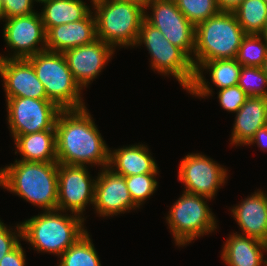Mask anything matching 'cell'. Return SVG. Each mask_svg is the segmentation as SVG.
<instances>
[{
    "label": "cell",
    "mask_w": 267,
    "mask_h": 266,
    "mask_svg": "<svg viewBox=\"0 0 267 266\" xmlns=\"http://www.w3.org/2000/svg\"><path fill=\"white\" fill-rule=\"evenodd\" d=\"M57 162L108 167L110 148L87 108L61 110L55 123Z\"/></svg>",
    "instance_id": "cell-1"
},
{
    "label": "cell",
    "mask_w": 267,
    "mask_h": 266,
    "mask_svg": "<svg viewBox=\"0 0 267 266\" xmlns=\"http://www.w3.org/2000/svg\"><path fill=\"white\" fill-rule=\"evenodd\" d=\"M15 162L0 168V186L44 211L56 210L58 162Z\"/></svg>",
    "instance_id": "cell-2"
},
{
    "label": "cell",
    "mask_w": 267,
    "mask_h": 266,
    "mask_svg": "<svg viewBox=\"0 0 267 266\" xmlns=\"http://www.w3.org/2000/svg\"><path fill=\"white\" fill-rule=\"evenodd\" d=\"M84 220L75 214L62 215L58 209L48 210L20 223L22 238L36 251L61 256L87 232L83 227Z\"/></svg>",
    "instance_id": "cell-3"
},
{
    "label": "cell",
    "mask_w": 267,
    "mask_h": 266,
    "mask_svg": "<svg viewBox=\"0 0 267 266\" xmlns=\"http://www.w3.org/2000/svg\"><path fill=\"white\" fill-rule=\"evenodd\" d=\"M97 38L110 46H135L145 16L140 0H93Z\"/></svg>",
    "instance_id": "cell-4"
},
{
    "label": "cell",
    "mask_w": 267,
    "mask_h": 266,
    "mask_svg": "<svg viewBox=\"0 0 267 266\" xmlns=\"http://www.w3.org/2000/svg\"><path fill=\"white\" fill-rule=\"evenodd\" d=\"M246 35L234 12L220 11L195 26L194 68L200 62L234 59ZM195 58V59H194Z\"/></svg>",
    "instance_id": "cell-5"
},
{
    "label": "cell",
    "mask_w": 267,
    "mask_h": 266,
    "mask_svg": "<svg viewBox=\"0 0 267 266\" xmlns=\"http://www.w3.org/2000/svg\"><path fill=\"white\" fill-rule=\"evenodd\" d=\"M26 59L42 82L48 100L61 110L86 107L80 96L82 88L75 81L63 53L44 50Z\"/></svg>",
    "instance_id": "cell-6"
},
{
    "label": "cell",
    "mask_w": 267,
    "mask_h": 266,
    "mask_svg": "<svg viewBox=\"0 0 267 266\" xmlns=\"http://www.w3.org/2000/svg\"><path fill=\"white\" fill-rule=\"evenodd\" d=\"M142 43L150 53L154 71L174 76L185 90L192 86L195 69L191 59L145 19L141 23L136 45L139 46Z\"/></svg>",
    "instance_id": "cell-7"
},
{
    "label": "cell",
    "mask_w": 267,
    "mask_h": 266,
    "mask_svg": "<svg viewBox=\"0 0 267 266\" xmlns=\"http://www.w3.org/2000/svg\"><path fill=\"white\" fill-rule=\"evenodd\" d=\"M205 199L209 198L183 192L174 202L166 220L176 245L185 246L217 228L215 217Z\"/></svg>",
    "instance_id": "cell-8"
},
{
    "label": "cell",
    "mask_w": 267,
    "mask_h": 266,
    "mask_svg": "<svg viewBox=\"0 0 267 266\" xmlns=\"http://www.w3.org/2000/svg\"><path fill=\"white\" fill-rule=\"evenodd\" d=\"M8 124L12 136L55 130L61 109L48 99L6 98Z\"/></svg>",
    "instance_id": "cell-9"
},
{
    "label": "cell",
    "mask_w": 267,
    "mask_h": 266,
    "mask_svg": "<svg viewBox=\"0 0 267 266\" xmlns=\"http://www.w3.org/2000/svg\"><path fill=\"white\" fill-rule=\"evenodd\" d=\"M144 6L145 10L149 6L152 8V15L145 14L144 19L192 60L195 26L178 9L175 0H145Z\"/></svg>",
    "instance_id": "cell-10"
},
{
    "label": "cell",
    "mask_w": 267,
    "mask_h": 266,
    "mask_svg": "<svg viewBox=\"0 0 267 266\" xmlns=\"http://www.w3.org/2000/svg\"><path fill=\"white\" fill-rule=\"evenodd\" d=\"M86 167L58 163L57 209L61 212L67 209L83 218L86 205H93L96 179H91Z\"/></svg>",
    "instance_id": "cell-11"
},
{
    "label": "cell",
    "mask_w": 267,
    "mask_h": 266,
    "mask_svg": "<svg viewBox=\"0 0 267 266\" xmlns=\"http://www.w3.org/2000/svg\"><path fill=\"white\" fill-rule=\"evenodd\" d=\"M178 180L184 192L213 199L220 186L225 184L227 170L202 154H188L179 164Z\"/></svg>",
    "instance_id": "cell-12"
},
{
    "label": "cell",
    "mask_w": 267,
    "mask_h": 266,
    "mask_svg": "<svg viewBox=\"0 0 267 266\" xmlns=\"http://www.w3.org/2000/svg\"><path fill=\"white\" fill-rule=\"evenodd\" d=\"M5 21L4 40L8 47L15 50L10 58H28L46 50V30L39 13L7 18ZM39 43L41 47H38Z\"/></svg>",
    "instance_id": "cell-13"
},
{
    "label": "cell",
    "mask_w": 267,
    "mask_h": 266,
    "mask_svg": "<svg viewBox=\"0 0 267 266\" xmlns=\"http://www.w3.org/2000/svg\"><path fill=\"white\" fill-rule=\"evenodd\" d=\"M94 208L100 216H114L139 208L132 200L125 177L104 167L95 183Z\"/></svg>",
    "instance_id": "cell-14"
},
{
    "label": "cell",
    "mask_w": 267,
    "mask_h": 266,
    "mask_svg": "<svg viewBox=\"0 0 267 266\" xmlns=\"http://www.w3.org/2000/svg\"><path fill=\"white\" fill-rule=\"evenodd\" d=\"M112 46L97 38L91 43L63 52L75 81L83 87L98 76L114 53Z\"/></svg>",
    "instance_id": "cell-15"
},
{
    "label": "cell",
    "mask_w": 267,
    "mask_h": 266,
    "mask_svg": "<svg viewBox=\"0 0 267 266\" xmlns=\"http://www.w3.org/2000/svg\"><path fill=\"white\" fill-rule=\"evenodd\" d=\"M0 75L4 81L6 98L48 99L42 82L26 58L0 55Z\"/></svg>",
    "instance_id": "cell-16"
},
{
    "label": "cell",
    "mask_w": 267,
    "mask_h": 266,
    "mask_svg": "<svg viewBox=\"0 0 267 266\" xmlns=\"http://www.w3.org/2000/svg\"><path fill=\"white\" fill-rule=\"evenodd\" d=\"M90 11L82 20L51 27L46 32V50L61 52L97 39L96 18Z\"/></svg>",
    "instance_id": "cell-17"
},
{
    "label": "cell",
    "mask_w": 267,
    "mask_h": 266,
    "mask_svg": "<svg viewBox=\"0 0 267 266\" xmlns=\"http://www.w3.org/2000/svg\"><path fill=\"white\" fill-rule=\"evenodd\" d=\"M242 65L234 59H216L200 62L195 69V78L192 86L187 90L195 97H208L212 94L208 81L203 77L205 69L211 74V80L220 89L228 88L238 84ZM203 69V70H202Z\"/></svg>",
    "instance_id": "cell-18"
},
{
    "label": "cell",
    "mask_w": 267,
    "mask_h": 266,
    "mask_svg": "<svg viewBox=\"0 0 267 266\" xmlns=\"http://www.w3.org/2000/svg\"><path fill=\"white\" fill-rule=\"evenodd\" d=\"M242 235L267 243V194L261 190L244 199L231 210Z\"/></svg>",
    "instance_id": "cell-19"
},
{
    "label": "cell",
    "mask_w": 267,
    "mask_h": 266,
    "mask_svg": "<svg viewBox=\"0 0 267 266\" xmlns=\"http://www.w3.org/2000/svg\"><path fill=\"white\" fill-rule=\"evenodd\" d=\"M267 125V98L248 97L236 112L231 144L247 145L256 131Z\"/></svg>",
    "instance_id": "cell-20"
},
{
    "label": "cell",
    "mask_w": 267,
    "mask_h": 266,
    "mask_svg": "<svg viewBox=\"0 0 267 266\" xmlns=\"http://www.w3.org/2000/svg\"><path fill=\"white\" fill-rule=\"evenodd\" d=\"M267 243L246 235L233 233L229 236L222 250V259L228 266H263V251Z\"/></svg>",
    "instance_id": "cell-21"
},
{
    "label": "cell",
    "mask_w": 267,
    "mask_h": 266,
    "mask_svg": "<svg viewBox=\"0 0 267 266\" xmlns=\"http://www.w3.org/2000/svg\"><path fill=\"white\" fill-rule=\"evenodd\" d=\"M108 167L123 177L158 173L157 164L149 154L148 147L141 144L110 150Z\"/></svg>",
    "instance_id": "cell-22"
},
{
    "label": "cell",
    "mask_w": 267,
    "mask_h": 266,
    "mask_svg": "<svg viewBox=\"0 0 267 266\" xmlns=\"http://www.w3.org/2000/svg\"><path fill=\"white\" fill-rule=\"evenodd\" d=\"M14 141L22 161L57 162L55 130L19 135Z\"/></svg>",
    "instance_id": "cell-23"
},
{
    "label": "cell",
    "mask_w": 267,
    "mask_h": 266,
    "mask_svg": "<svg viewBox=\"0 0 267 266\" xmlns=\"http://www.w3.org/2000/svg\"><path fill=\"white\" fill-rule=\"evenodd\" d=\"M40 13L46 32L61 24L82 20L91 10L82 0H48Z\"/></svg>",
    "instance_id": "cell-24"
},
{
    "label": "cell",
    "mask_w": 267,
    "mask_h": 266,
    "mask_svg": "<svg viewBox=\"0 0 267 266\" xmlns=\"http://www.w3.org/2000/svg\"><path fill=\"white\" fill-rule=\"evenodd\" d=\"M246 34H261L267 24V3L243 0L233 11Z\"/></svg>",
    "instance_id": "cell-25"
},
{
    "label": "cell",
    "mask_w": 267,
    "mask_h": 266,
    "mask_svg": "<svg viewBox=\"0 0 267 266\" xmlns=\"http://www.w3.org/2000/svg\"><path fill=\"white\" fill-rule=\"evenodd\" d=\"M88 231L61 256L58 266H101Z\"/></svg>",
    "instance_id": "cell-26"
},
{
    "label": "cell",
    "mask_w": 267,
    "mask_h": 266,
    "mask_svg": "<svg viewBox=\"0 0 267 266\" xmlns=\"http://www.w3.org/2000/svg\"><path fill=\"white\" fill-rule=\"evenodd\" d=\"M266 57L267 44L263 36L261 34H246L235 59L242 66L262 67Z\"/></svg>",
    "instance_id": "cell-27"
},
{
    "label": "cell",
    "mask_w": 267,
    "mask_h": 266,
    "mask_svg": "<svg viewBox=\"0 0 267 266\" xmlns=\"http://www.w3.org/2000/svg\"><path fill=\"white\" fill-rule=\"evenodd\" d=\"M178 9L194 25L220 12L216 0H175Z\"/></svg>",
    "instance_id": "cell-28"
},
{
    "label": "cell",
    "mask_w": 267,
    "mask_h": 266,
    "mask_svg": "<svg viewBox=\"0 0 267 266\" xmlns=\"http://www.w3.org/2000/svg\"><path fill=\"white\" fill-rule=\"evenodd\" d=\"M237 85L249 97L267 98V76L262 67L242 66Z\"/></svg>",
    "instance_id": "cell-29"
},
{
    "label": "cell",
    "mask_w": 267,
    "mask_h": 266,
    "mask_svg": "<svg viewBox=\"0 0 267 266\" xmlns=\"http://www.w3.org/2000/svg\"><path fill=\"white\" fill-rule=\"evenodd\" d=\"M158 173H146L125 177V182L133 202L139 207L155 192Z\"/></svg>",
    "instance_id": "cell-30"
},
{
    "label": "cell",
    "mask_w": 267,
    "mask_h": 266,
    "mask_svg": "<svg viewBox=\"0 0 267 266\" xmlns=\"http://www.w3.org/2000/svg\"><path fill=\"white\" fill-rule=\"evenodd\" d=\"M220 105L229 112L236 113L249 97L238 85L219 89Z\"/></svg>",
    "instance_id": "cell-31"
},
{
    "label": "cell",
    "mask_w": 267,
    "mask_h": 266,
    "mask_svg": "<svg viewBox=\"0 0 267 266\" xmlns=\"http://www.w3.org/2000/svg\"><path fill=\"white\" fill-rule=\"evenodd\" d=\"M15 228L17 233L10 231L0 220V260L20 243L18 237L22 238L21 224H17Z\"/></svg>",
    "instance_id": "cell-32"
},
{
    "label": "cell",
    "mask_w": 267,
    "mask_h": 266,
    "mask_svg": "<svg viewBox=\"0 0 267 266\" xmlns=\"http://www.w3.org/2000/svg\"><path fill=\"white\" fill-rule=\"evenodd\" d=\"M32 0H2L3 19L34 13Z\"/></svg>",
    "instance_id": "cell-33"
},
{
    "label": "cell",
    "mask_w": 267,
    "mask_h": 266,
    "mask_svg": "<svg viewBox=\"0 0 267 266\" xmlns=\"http://www.w3.org/2000/svg\"><path fill=\"white\" fill-rule=\"evenodd\" d=\"M24 250L19 243L12 251L5 254V256L0 260V266H25L26 258Z\"/></svg>",
    "instance_id": "cell-34"
},
{
    "label": "cell",
    "mask_w": 267,
    "mask_h": 266,
    "mask_svg": "<svg viewBox=\"0 0 267 266\" xmlns=\"http://www.w3.org/2000/svg\"><path fill=\"white\" fill-rule=\"evenodd\" d=\"M254 143H256L261 150L263 149V151L267 149V125L258 129L247 145Z\"/></svg>",
    "instance_id": "cell-35"
},
{
    "label": "cell",
    "mask_w": 267,
    "mask_h": 266,
    "mask_svg": "<svg viewBox=\"0 0 267 266\" xmlns=\"http://www.w3.org/2000/svg\"><path fill=\"white\" fill-rule=\"evenodd\" d=\"M243 0H216L218 9L225 12H233Z\"/></svg>",
    "instance_id": "cell-36"
},
{
    "label": "cell",
    "mask_w": 267,
    "mask_h": 266,
    "mask_svg": "<svg viewBox=\"0 0 267 266\" xmlns=\"http://www.w3.org/2000/svg\"><path fill=\"white\" fill-rule=\"evenodd\" d=\"M261 35L263 36L265 43L267 44V24H266L263 32L261 33Z\"/></svg>",
    "instance_id": "cell-37"
},
{
    "label": "cell",
    "mask_w": 267,
    "mask_h": 266,
    "mask_svg": "<svg viewBox=\"0 0 267 266\" xmlns=\"http://www.w3.org/2000/svg\"><path fill=\"white\" fill-rule=\"evenodd\" d=\"M262 69H263L265 75L267 76V57L265 58L264 64L262 66Z\"/></svg>",
    "instance_id": "cell-38"
},
{
    "label": "cell",
    "mask_w": 267,
    "mask_h": 266,
    "mask_svg": "<svg viewBox=\"0 0 267 266\" xmlns=\"http://www.w3.org/2000/svg\"><path fill=\"white\" fill-rule=\"evenodd\" d=\"M3 19V7H2V0H0V20Z\"/></svg>",
    "instance_id": "cell-39"
},
{
    "label": "cell",
    "mask_w": 267,
    "mask_h": 266,
    "mask_svg": "<svg viewBox=\"0 0 267 266\" xmlns=\"http://www.w3.org/2000/svg\"><path fill=\"white\" fill-rule=\"evenodd\" d=\"M33 2L34 1H36L37 3L39 2V3H44V2H46V1H48V0H32Z\"/></svg>",
    "instance_id": "cell-40"
}]
</instances>
